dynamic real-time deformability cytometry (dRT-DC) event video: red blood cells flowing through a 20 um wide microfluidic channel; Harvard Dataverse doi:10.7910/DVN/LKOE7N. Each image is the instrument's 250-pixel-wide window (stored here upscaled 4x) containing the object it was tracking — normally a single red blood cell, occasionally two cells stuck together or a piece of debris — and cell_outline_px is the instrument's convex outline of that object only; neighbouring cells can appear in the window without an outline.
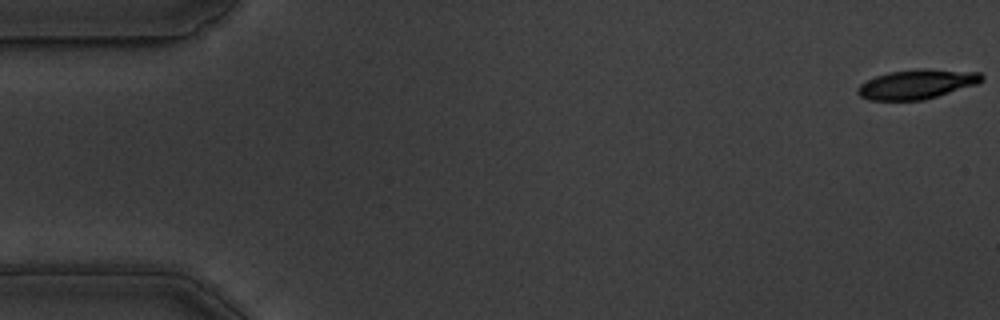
{"species": "common noctule bat (a hibernating species)", "species_latin": "Nyctalus noctula", "temperature_condition": "warm", "stored_images_in_passage": 7, "camera_frame_rate_fps": 3000, "um_per_image_px": 0.085, "animal": {"sex": "male", "body_mass_g": 19.5, "forearm_length_mm": 54.6}, "frame": {"image": 1, "passage_image": 1, "time_ms": 0.0, "image_size_px": [1000, 320], "cell_outline_px": [[984, 80], [976, 84], [924, 100], [868, 100], [860, 96], [856, 92], [856, 88], [860, 84], [876, 76], [888, 72], [916, 68], [928, 68], [980, 72], [984, 76]], "centroid_in_image_um": [77.93, 7.14], "position_along_channel_um": 7.1, "area_um2": 21.5}}